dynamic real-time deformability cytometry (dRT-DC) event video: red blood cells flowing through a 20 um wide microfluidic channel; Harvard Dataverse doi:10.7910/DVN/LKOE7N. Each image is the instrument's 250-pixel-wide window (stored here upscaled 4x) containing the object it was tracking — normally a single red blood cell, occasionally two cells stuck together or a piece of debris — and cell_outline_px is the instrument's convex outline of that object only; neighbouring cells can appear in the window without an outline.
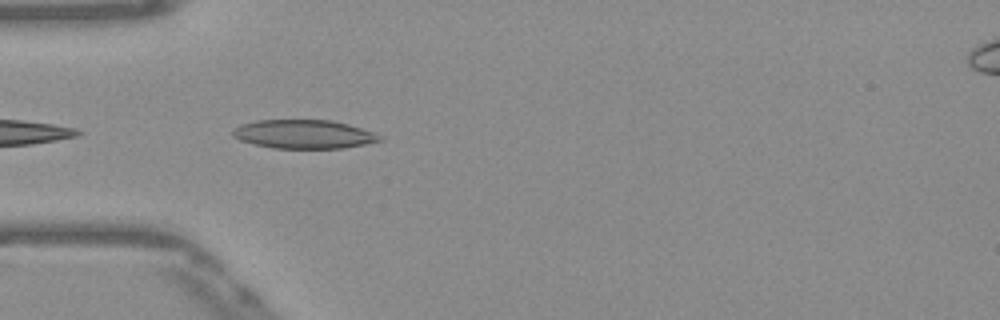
{"species": "Egyptian fruit bat (a non-hibernating species)", "species_latin": "Rousettus aegyptiacus", "temperature_condition": "warm", "stored_images_in_passage": 5, "camera_frame_rate_fps": 3000, "um_per_image_px": 0.085, "frame": {"image": 1, "passage_image": 2, "time_ms": 0.333, "image_size_px": [1000, 320], "cell_outline_px": [[384, 140], [344, 148], [272, 148], [252, 144], [240, 140], [232, 136], [232, 132], [240, 124], [256, 120], [332, 120], [348, 124], [372, 132], [380, 136]], "centroid_in_image_um": [25.79, 11.41], "position_along_channel_um": 59.2, "area_um2": 24.57}}